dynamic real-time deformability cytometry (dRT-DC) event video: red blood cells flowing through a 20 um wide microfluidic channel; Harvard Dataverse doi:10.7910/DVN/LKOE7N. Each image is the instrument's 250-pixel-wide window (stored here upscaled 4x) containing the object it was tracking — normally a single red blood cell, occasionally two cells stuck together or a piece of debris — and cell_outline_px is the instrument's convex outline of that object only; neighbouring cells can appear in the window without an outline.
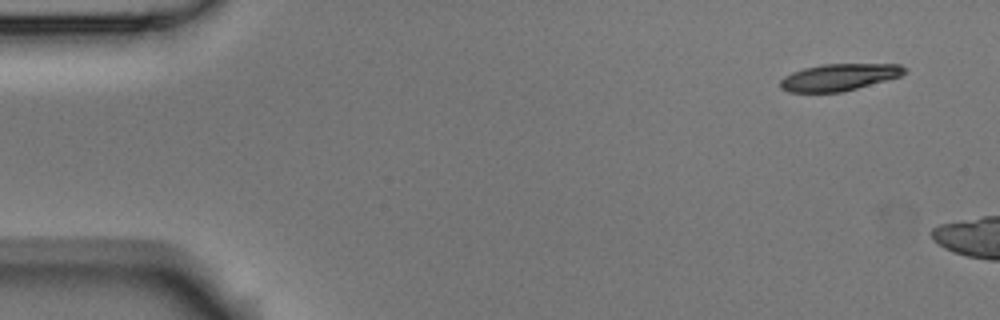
{"species": "Egyptian fruit bat (a non-hibernating species)", "species_latin": "Rousettus aegyptiacus", "temperature_condition": "room temperature", "stored_images_in_passage": 4, "camera_frame_rate_fps": 3000, "um_per_image_px": 0.085, "animal": {"sex": "male"}, "frame": {"image": 1, "passage_image": 1, "time_ms": 0.0, "image_size_px": [1000, 320], "cell_outline_px": [[908, 72], [900, 76], [856, 88], [840, 92], [788, 92], [780, 88], [780, 80], [784, 76], [792, 72], [804, 68], [820, 64], [900, 64], [908, 68]], "centroid_in_image_um": [71.32, 6.55], "position_along_channel_um": 13.7, "area_um2": 19.48}}